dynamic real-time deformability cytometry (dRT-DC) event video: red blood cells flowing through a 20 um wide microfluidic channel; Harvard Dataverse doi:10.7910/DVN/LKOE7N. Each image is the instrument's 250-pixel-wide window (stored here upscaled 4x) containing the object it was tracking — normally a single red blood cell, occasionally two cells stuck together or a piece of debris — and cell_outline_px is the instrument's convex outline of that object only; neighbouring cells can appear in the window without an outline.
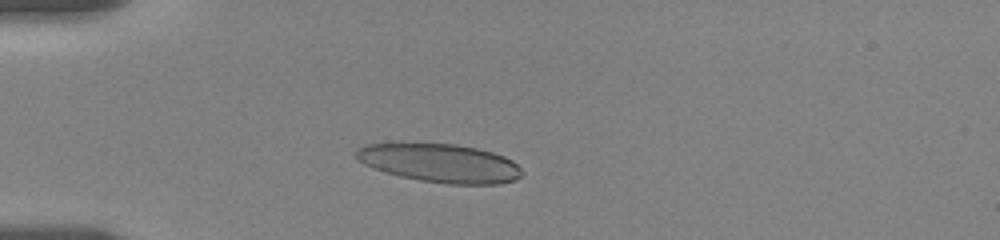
{"species": "human", "species_latin": "Homo sapiens", "temperature_condition": "room temperature", "stored_images_in_passage": 47, "camera_frame_rate_fps": 3000, "um_per_image_px": 0.085, "donor": {"sex": "female"}, "frame": {"image": 1, "passage_image": 12, "time_ms": 3.667, "image_size_px": [1000, 240], "cell_outline_px": [[524, 172], [516, 180], [500, 184], [448, 184], [420, 180], [400, 176], [372, 168], [364, 164], [356, 156], [356, 148], [368, 144], [456, 144], [476, 148], [492, 152], [504, 156], [512, 160]], "centroid_in_image_um": [37.44, 13.87], "position_along_channel_um": 47.6, "area_um2": 36.99}}
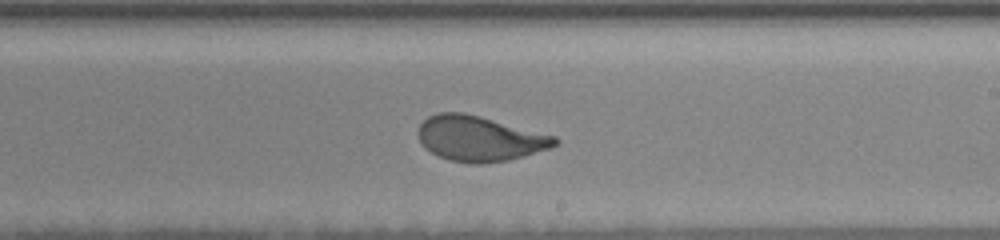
{"frame": {"image": 2, "passage_image": 31, "time_ms": 10.0, "image_size_px": [1000, 240], "cell_outline_px": [[560, 144], [552, 148], [524, 156], [508, 160], [484, 164], [472, 164], [448, 160], [424, 148], [416, 132], [420, 124], [428, 116], [440, 112], [464, 112], [480, 116], [556, 136], [560, 140]], "centroid_in_image_um": [40.78, 11.78], "position_along_channel_um": 248.2, "area_um2": 36.36}}
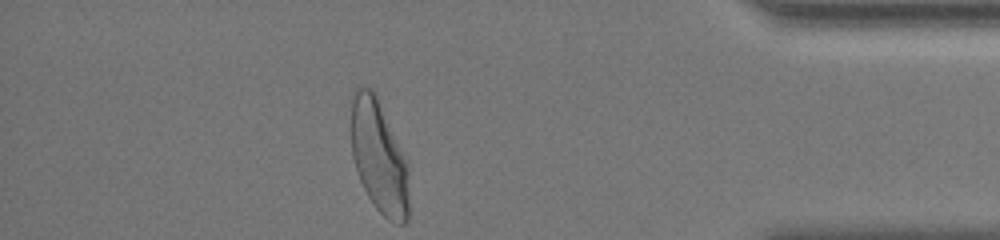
{"frame": {"image": 3, "passage_image": 47, "time_ms": 15.333, "image_size_px": [1000, 240], "cell_outline_px": [[408, 220], [404, 224], [396, 224], [388, 220], [376, 208], [368, 196], [360, 180], [352, 156], [348, 100], [348, 96], [356, 88], [372, 88], [408, 160]], "centroid_in_image_um": [32.17, 13.27], "position_along_channel_um": 403.0, "area_um2": 38.96}, "authors_computed_cell_mechanics": {"area_um2": 36.0672, "velocity_mm_per_s": 3.5118, "shape_relaxation_time_tau1_ms": 4.8537, "shape_relaxation_time_tau2_ms": 0.7881, "deformation_change_tau1": 0.1701, "deformation_change_tau2": 0.0729}}